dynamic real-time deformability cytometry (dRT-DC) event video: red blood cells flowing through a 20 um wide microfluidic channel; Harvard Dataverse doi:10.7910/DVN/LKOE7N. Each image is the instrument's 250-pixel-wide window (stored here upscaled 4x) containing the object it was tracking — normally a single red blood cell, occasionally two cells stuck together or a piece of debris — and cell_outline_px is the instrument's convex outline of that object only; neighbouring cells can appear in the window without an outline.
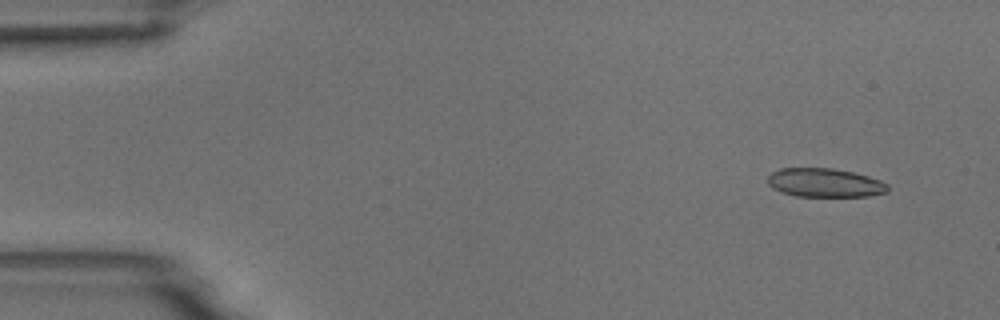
{"species": "common noctule bat (a hibernating species)", "species_latin": "Nyctalus noctula", "temperature_condition": "room temperature", "stored_images_in_passage": 4, "camera_frame_rate_fps": 3000, "um_per_image_px": 0.085, "animal": {"sex": "male", "body_mass_g": 18.8}, "frame": {"image": 1, "passage_image": 1, "time_ms": 0.0, "image_size_px": [1000, 320], "cell_outline_px": [[888, 192], [868, 196], [796, 196], [780, 192], [772, 188], [768, 184], [768, 176], [772, 172], [780, 168], [832, 168], [852, 172], [868, 176], [880, 180], [888, 184]], "centroid_in_image_um": [70.09, 15.53], "position_along_channel_um": 14.9, "area_um2": 20.17}}
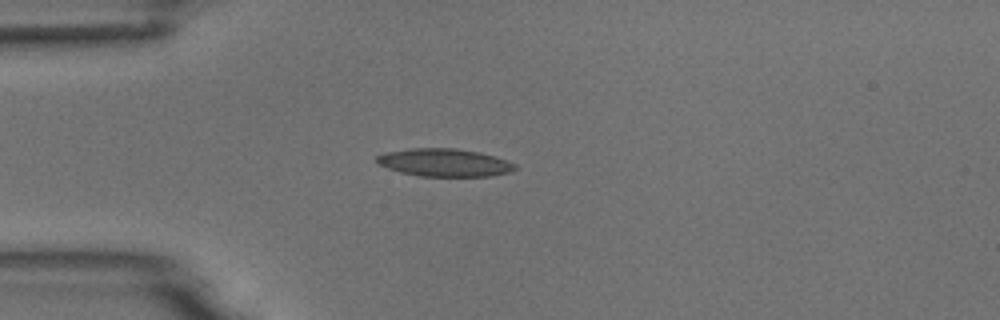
{"frame": {"image": 2, "passage_image": 4, "time_ms": 3.333, "image_size_px": [1000, 320], "cell_outline_px": [[516, 168], [512, 172], [488, 176], [420, 176], [400, 172], [376, 164], [376, 156], [384, 152], [412, 148], [456, 148], [480, 152], [508, 160], [516, 164]], "centroid_in_image_um": [37.77, 13.81], "position_along_channel_um": 47.2, "area_um2": 22.6}}